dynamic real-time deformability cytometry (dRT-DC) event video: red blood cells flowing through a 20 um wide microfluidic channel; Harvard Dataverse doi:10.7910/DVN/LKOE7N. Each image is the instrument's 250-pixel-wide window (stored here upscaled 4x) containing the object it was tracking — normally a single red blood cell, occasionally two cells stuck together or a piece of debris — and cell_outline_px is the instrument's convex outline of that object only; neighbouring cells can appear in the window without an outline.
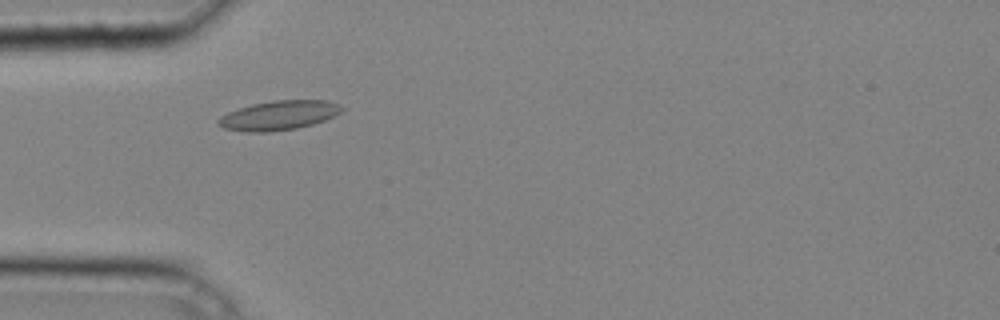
{"species": "common noctule bat (a hibernating species)", "species_latin": "Nyctalus noctula", "temperature_condition": "cold", "stored_images_in_passage": 33, "camera_frame_rate_fps": 3000, "um_per_image_px": 0.085, "animal": {"sex": "male", "body_mass_g": 20.4}, "frame": {"image": 1, "passage_image": 9, "time_ms": 2.667, "image_size_px": [1000, 320], "cell_outline_px": [[344, 108], [340, 112], [324, 120], [312, 124], [296, 128], [268, 132], [248, 132], [224, 128], [216, 124], [216, 120], [220, 116], [228, 112], [252, 104], [272, 100], [328, 100], [340, 104]], "centroid_in_image_um": [23.68, 9.8], "position_along_channel_um": 61.3, "area_um2": 21.1}}
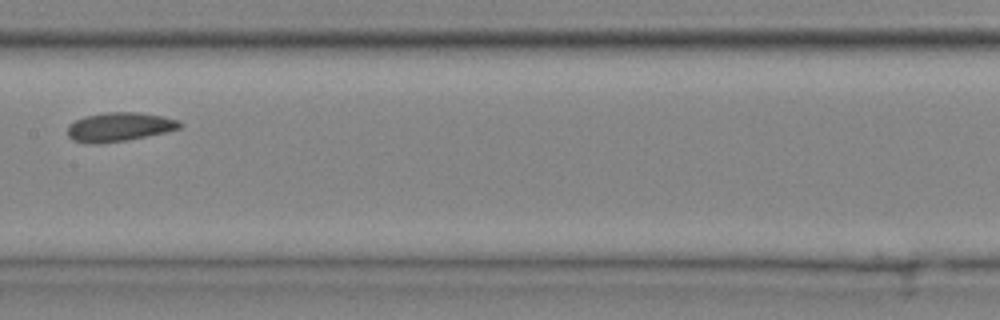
{"frame": {"image": 2, "passage_image": 18, "time_ms": 5.667, "image_size_px": [1000, 320], "cell_outline_px": [[184, 124], [180, 128], [164, 132], [128, 140], [100, 144], [88, 144], [72, 140], [68, 136], [68, 124], [84, 116], [104, 112], [136, 112], [160, 116], [180, 120]], "centroid_in_image_um": [10.11, 10.79], "position_along_channel_um": 197.3, "area_um2": 19.07}}
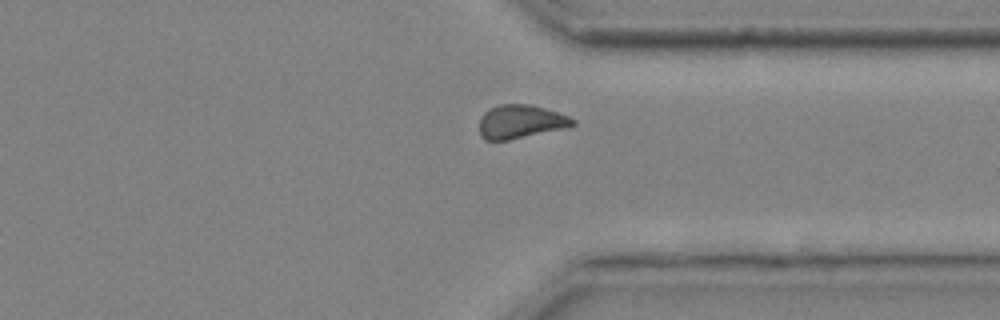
{"frame": {"image": 3, "passage_image": 29, "time_ms": 9.333, "image_size_px": [1000, 320], "cell_outline_px": [[576, 124], [564, 128], [508, 140], [484, 140], [480, 136], [480, 120], [484, 112], [488, 108], [500, 104], [528, 104], [544, 108], [568, 116], [576, 120]], "centroid_in_image_um": [44.22, 10.34], "position_along_channel_um": 367.2, "area_um2": 18.15}}